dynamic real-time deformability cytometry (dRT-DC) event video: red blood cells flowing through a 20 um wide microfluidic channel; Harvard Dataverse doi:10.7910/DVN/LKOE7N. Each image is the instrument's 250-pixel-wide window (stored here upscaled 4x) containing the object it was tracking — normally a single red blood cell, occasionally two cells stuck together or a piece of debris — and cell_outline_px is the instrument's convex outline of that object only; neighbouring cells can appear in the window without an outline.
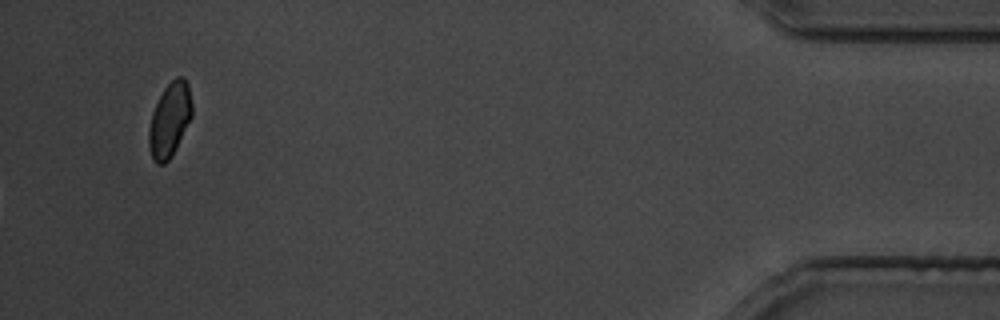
{"species": "common noctule bat (a hibernating species)", "species_latin": "Nyctalus noctula", "temperature_condition": "cold", "stored_images_in_passage": 32, "camera_frame_rate_fps": 3000, "um_per_image_px": 0.085, "animal": {"sex": "male", "body_mass_g": 19.5, "forearm_length_mm": 54.6}, "frame": {"image": 1, "passage_image": 32, "time_ms": 38.333, "image_size_px": [1000, 320], "cell_outline_px": [[192, 116], [172, 156], [164, 164], [156, 164], [152, 160], [148, 144], [148, 128], [152, 112], [164, 88], [176, 76], [180, 76], [188, 84], [192, 104]], "centroid_in_image_um": [14.4, 10.22], "position_along_channel_um": 420.8, "area_um2": 18.67}}